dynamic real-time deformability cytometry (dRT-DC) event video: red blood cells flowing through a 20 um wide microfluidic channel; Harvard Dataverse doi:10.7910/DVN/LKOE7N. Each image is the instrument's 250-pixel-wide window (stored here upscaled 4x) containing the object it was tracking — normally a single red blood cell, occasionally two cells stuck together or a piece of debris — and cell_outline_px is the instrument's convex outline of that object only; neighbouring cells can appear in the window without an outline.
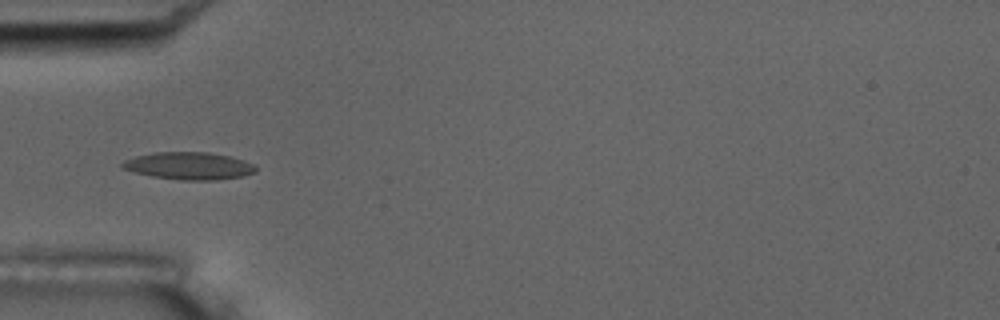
{"species": "common noctule bat (a hibernating species)", "species_latin": "Nyctalus noctula", "temperature_condition": "room temperature", "stored_images_in_passage": 9, "camera_frame_rate_fps": 3000, "um_per_image_px": 0.085, "animal": {"sex": "male", "body_mass_g": 17.5, "forearm_length_mm": 52.3}, "frame": {"image": 1, "passage_image": 6, "time_ms": 5.667, "image_size_px": [1000, 320], "cell_outline_px": [[256, 172], [240, 176], [212, 180], [184, 180], [152, 176], [120, 168], [120, 164], [124, 160], [136, 156], [156, 152], [208, 152], [232, 156], [256, 164]], "centroid_in_image_um": [16.07, 14.08], "position_along_channel_um": 68.9, "area_um2": 21.27}}
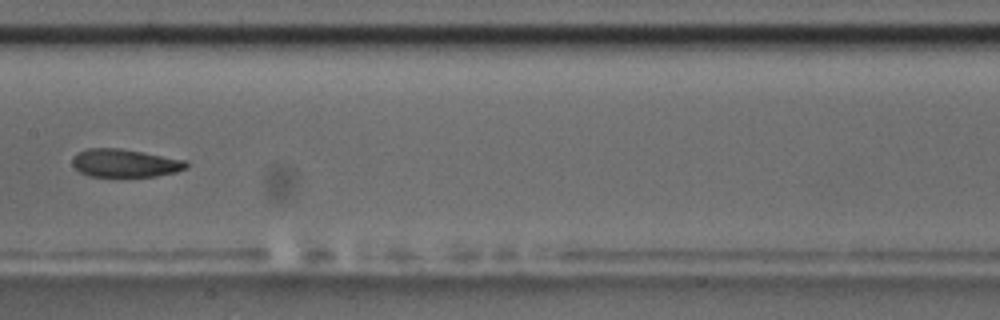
{"frame": {"image": 2, "passage_image": 9, "time_ms": 9.333, "image_size_px": [1000, 320], "cell_outline_px": [[188, 168], [176, 172], [156, 176], [88, 176], [80, 172], [72, 164], [72, 160], [76, 152], [88, 148], [120, 148], [188, 160]], "centroid_in_image_um": [10.64, 13.85], "position_along_channel_um": 196.8, "area_um2": 18.73}}